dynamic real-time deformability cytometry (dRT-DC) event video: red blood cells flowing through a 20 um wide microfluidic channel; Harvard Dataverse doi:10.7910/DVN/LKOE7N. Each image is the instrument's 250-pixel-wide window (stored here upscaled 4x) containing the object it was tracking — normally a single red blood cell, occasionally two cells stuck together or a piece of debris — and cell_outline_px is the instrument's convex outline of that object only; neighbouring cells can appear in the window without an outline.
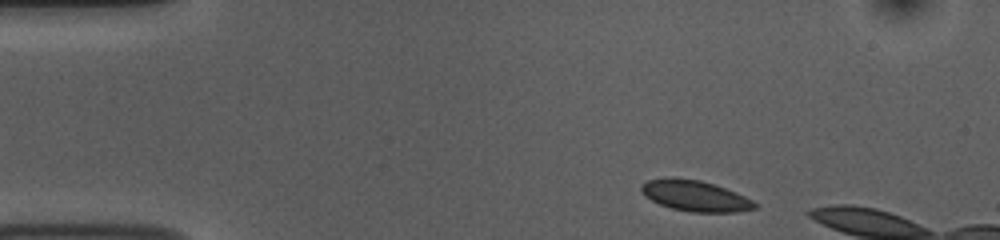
{"species": "common noctule bat (a hibernating species)", "species_latin": "Nyctalus noctula", "temperature_condition": "room temperature", "stored_images_in_passage": 5, "camera_frame_rate_fps": 3000, "um_per_image_px": 0.085, "animal": {"sex": "female", "body_mass_g": 10.0, "forearm_length_mm": 53.1}, "frame": {"image": 1, "passage_image": 2, "time_ms": 0.333, "image_size_px": [1000, 240], "cell_outline_px": [[756, 208], [736, 212], [692, 212], [672, 208], [660, 204], [644, 196], [640, 188], [648, 180], [668, 176], [672, 176], [700, 180], [736, 192], [752, 200], [756, 204]], "centroid_in_image_um": [59.06, 16.63], "position_along_channel_um": 25.9, "area_um2": 20.29}}